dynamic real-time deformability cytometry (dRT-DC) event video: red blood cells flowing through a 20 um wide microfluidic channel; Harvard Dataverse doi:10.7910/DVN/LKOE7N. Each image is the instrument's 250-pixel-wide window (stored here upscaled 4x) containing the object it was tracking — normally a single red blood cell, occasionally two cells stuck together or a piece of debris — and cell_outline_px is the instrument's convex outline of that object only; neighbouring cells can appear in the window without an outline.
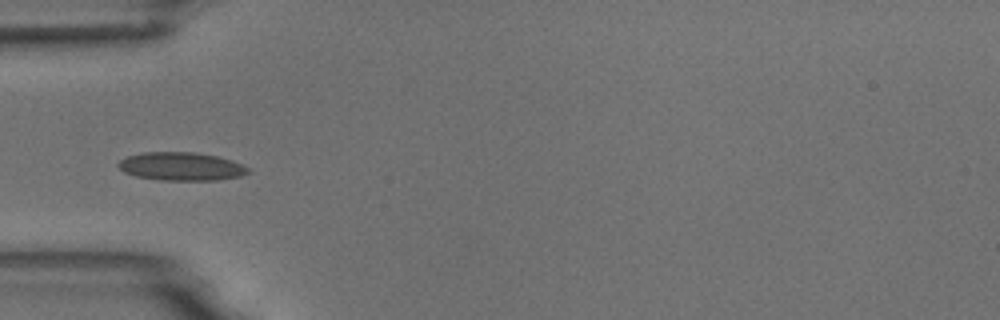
{"species": "common noctule bat (a hibernating species)", "species_latin": "Nyctalus noctula", "temperature_condition": "room temperature", "stored_images_in_passage": 10, "camera_frame_rate_fps": 3000, "um_per_image_px": 0.085, "animal": {"sex": "male", "body_mass_g": 18.8}, "frame": {"image": 1, "passage_image": 5, "time_ms": 5.667, "image_size_px": [1000, 320], "cell_outline_px": [[248, 172], [240, 176], [216, 180], [160, 180], [136, 176], [124, 172], [116, 164], [120, 160], [128, 156], [144, 152], [196, 152], [216, 156], [232, 160], [248, 168]], "centroid_in_image_um": [15.37, 14.14], "position_along_channel_um": 69.6, "area_um2": 21.21}}
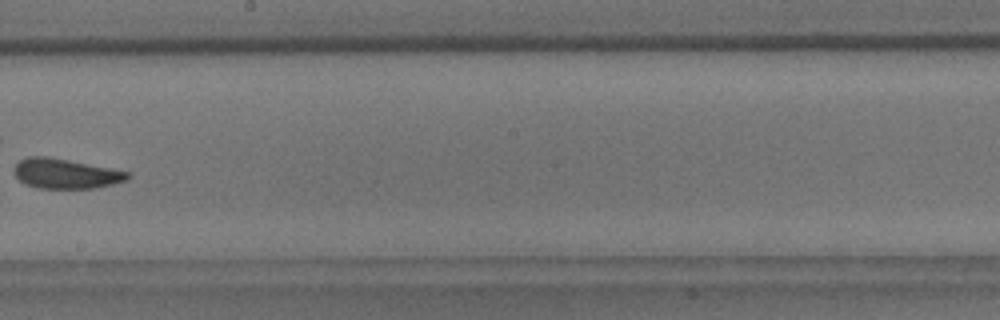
{"frame": {"image": 2, "passage_image": 9, "time_ms": 10.333, "image_size_px": [1000, 320], "cell_outline_px": [[132, 176], [128, 180], [96, 188], [40, 188], [24, 184], [16, 176], [12, 168], [20, 160], [28, 156], [48, 156], [128, 172]], "centroid_in_image_um": [5.55, 14.76], "position_along_channel_um": 242.6, "area_um2": 19.65}}